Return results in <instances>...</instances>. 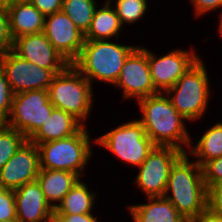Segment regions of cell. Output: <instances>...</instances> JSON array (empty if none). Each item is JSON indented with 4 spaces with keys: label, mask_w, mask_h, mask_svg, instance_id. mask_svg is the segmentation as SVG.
<instances>
[{
    "label": "cell",
    "mask_w": 222,
    "mask_h": 222,
    "mask_svg": "<svg viewBox=\"0 0 222 222\" xmlns=\"http://www.w3.org/2000/svg\"><path fill=\"white\" fill-rule=\"evenodd\" d=\"M137 102L142 113L138 120L152 142L156 146H171L187 153L193 138L186 128L187 120L173 107L170 98L159 92Z\"/></svg>",
    "instance_id": "1"
},
{
    "label": "cell",
    "mask_w": 222,
    "mask_h": 222,
    "mask_svg": "<svg viewBox=\"0 0 222 222\" xmlns=\"http://www.w3.org/2000/svg\"><path fill=\"white\" fill-rule=\"evenodd\" d=\"M189 159L183 153L172 165L164 197L183 218L194 221L207 211V188L202 167Z\"/></svg>",
    "instance_id": "2"
},
{
    "label": "cell",
    "mask_w": 222,
    "mask_h": 222,
    "mask_svg": "<svg viewBox=\"0 0 222 222\" xmlns=\"http://www.w3.org/2000/svg\"><path fill=\"white\" fill-rule=\"evenodd\" d=\"M135 46L110 40H85L78 58L72 63L91 83L115 84L120 71Z\"/></svg>",
    "instance_id": "3"
},
{
    "label": "cell",
    "mask_w": 222,
    "mask_h": 222,
    "mask_svg": "<svg viewBox=\"0 0 222 222\" xmlns=\"http://www.w3.org/2000/svg\"><path fill=\"white\" fill-rule=\"evenodd\" d=\"M93 85L73 65L55 74L48 87L49 100L55 108L66 111L84 126L93 106Z\"/></svg>",
    "instance_id": "4"
},
{
    "label": "cell",
    "mask_w": 222,
    "mask_h": 222,
    "mask_svg": "<svg viewBox=\"0 0 222 222\" xmlns=\"http://www.w3.org/2000/svg\"><path fill=\"white\" fill-rule=\"evenodd\" d=\"M202 59H199L169 88L165 94L173 107L187 120L196 121L208 110L210 79Z\"/></svg>",
    "instance_id": "5"
},
{
    "label": "cell",
    "mask_w": 222,
    "mask_h": 222,
    "mask_svg": "<svg viewBox=\"0 0 222 222\" xmlns=\"http://www.w3.org/2000/svg\"><path fill=\"white\" fill-rule=\"evenodd\" d=\"M86 127L70 137L39 144L40 169L66 170L81 178L93 154L92 139Z\"/></svg>",
    "instance_id": "6"
},
{
    "label": "cell",
    "mask_w": 222,
    "mask_h": 222,
    "mask_svg": "<svg viewBox=\"0 0 222 222\" xmlns=\"http://www.w3.org/2000/svg\"><path fill=\"white\" fill-rule=\"evenodd\" d=\"M96 145L108 149L123 163L139 167L156 146L145 133L141 122L128 121L95 138Z\"/></svg>",
    "instance_id": "7"
},
{
    "label": "cell",
    "mask_w": 222,
    "mask_h": 222,
    "mask_svg": "<svg viewBox=\"0 0 222 222\" xmlns=\"http://www.w3.org/2000/svg\"><path fill=\"white\" fill-rule=\"evenodd\" d=\"M54 105L48 90H31L13 94L12 108L5 124L30 139L51 115Z\"/></svg>",
    "instance_id": "8"
},
{
    "label": "cell",
    "mask_w": 222,
    "mask_h": 222,
    "mask_svg": "<svg viewBox=\"0 0 222 222\" xmlns=\"http://www.w3.org/2000/svg\"><path fill=\"white\" fill-rule=\"evenodd\" d=\"M171 146H155L138 167L135 184L147 197L164 196L169 172L175 161L183 154Z\"/></svg>",
    "instance_id": "9"
},
{
    "label": "cell",
    "mask_w": 222,
    "mask_h": 222,
    "mask_svg": "<svg viewBox=\"0 0 222 222\" xmlns=\"http://www.w3.org/2000/svg\"><path fill=\"white\" fill-rule=\"evenodd\" d=\"M0 64L13 94L48 90L55 74L18 56L13 50L0 54Z\"/></svg>",
    "instance_id": "10"
},
{
    "label": "cell",
    "mask_w": 222,
    "mask_h": 222,
    "mask_svg": "<svg viewBox=\"0 0 222 222\" xmlns=\"http://www.w3.org/2000/svg\"><path fill=\"white\" fill-rule=\"evenodd\" d=\"M114 86L123 90V99L142 98L158 94L149 68L148 49L140 45L129 54Z\"/></svg>",
    "instance_id": "11"
},
{
    "label": "cell",
    "mask_w": 222,
    "mask_h": 222,
    "mask_svg": "<svg viewBox=\"0 0 222 222\" xmlns=\"http://www.w3.org/2000/svg\"><path fill=\"white\" fill-rule=\"evenodd\" d=\"M193 50L176 49L160 57L148 50L150 74L158 92L165 93L173 87L178 79L200 59Z\"/></svg>",
    "instance_id": "12"
},
{
    "label": "cell",
    "mask_w": 222,
    "mask_h": 222,
    "mask_svg": "<svg viewBox=\"0 0 222 222\" xmlns=\"http://www.w3.org/2000/svg\"><path fill=\"white\" fill-rule=\"evenodd\" d=\"M40 171L38 146L27 139L0 170V187L15 190L37 180Z\"/></svg>",
    "instance_id": "13"
},
{
    "label": "cell",
    "mask_w": 222,
    "mask_h": 222,
    "mask_svg": "<svg viewBox=\"0 0 222 222\" xmlns=\"http://www.w3.org/2000/svg\"><path fill=\"white\" fill-rule=\"evenodd\" d=\"M43 33L70 64L78 58L84 34L62 10L45 16Z\"/></svg>",
    "instance_id": "14"
},
{
    "label": "cell",
    "mask_w": 222,
    "mask_h": 222,
    "mask_svg": "<svg viewBox=\"0 0 222 222\" xmlns=\"http://www.w3.org/2000/svg\"><path fill=\"white\" fill-rule=\"evenodd\" d=\"M21 58L54 74L63 71L70 63L52 46L43 32L17 37L12 49Z\"/></svg>",
    "instance_id": "15"
},
{
    "label": "cell",
    "mask_w": 222,
    "mask_h": 222,
    "mask_svg": "<svg viewBox=\"0 0 222 222\" xmlns=\"http://www.w3.org/2000/svg\"><path fill=\"white\" fill-rule=\"evenodd\" d=\"M17 222H45L54 212L36 181L14 190Z\"/></svg>",
    "instance_id": "16"
},
{
    "label": "cell",
    "mask_w": 222,
    "mask_h": 222,
    "mask_svg": "<svg viewBox=\"0 0 222 222\" xmlns=\"http://www.w3.org/2000/svg\"><path fill=\"white\" fill-rule=\"evenodd\" d=\"M83 126L72 114L54 108L51 115L29 140L38 146L44 142L70 137Z\"/></svg>",
    "instance_id": "17"
},
{
    "label": "cell",
    "mask_w": 222,
    "mask_h": 222,
    "mask_svg": "<svg viewBox=\"0 0 222 222\" xmlns=\"http://www.w3.org/2000/svg\"><path fill=\"white\" fill-rule=\"evenodd\" d=\"M149 203L130 205L133 222H187L164 196L148 197Z\"/></svg>",
    "instance_id": "18"
},
{
    "label": "cell",
    "mask_w": 222,
    "mask_h": 222,
    "mask_svg": "<svg viewBox=\"0 0 222 222\" xmlns=\"http://www.w3.org/2000/svg\"><path fill=\"white\" fill-rule=\"evenodd\" d=\"M79 179L81 178L77 174L66 170L40 169L37 176V182L41 186L45 199L53 209Z\"/></svg>",
    "instance_id": "19"
},
{
    "label": "cell",
    "mask_w": 222,
    "mask_h": 222,
    "mask_svg": "<svg viewBox=\"0 0 222 222\" xmlns=\"http://www.w3.org/2000/svg\"><path fill=\"white\" fill-rule=\"evenodd\" d=\"M7 12L13 39L43 32L45 16L32 3H14Z\"/></svg>",
    "instance_id": "20"
},
{
    "label": "cell",
    "mask_w": 222,
    "mask_h": 222,
    "mask_svg": "<svg viewBox=\"0 0 222 222\" xmlns=\"http://www.w3.org/2000/svg\"><path fill=\"white\" fill-rule=\"evenodd\" d=\"M96 8L94 17L87 33L84 35L85 40H110L115 37L119 39L122 24L111 4H103L101 8Z\"/></svg>",
    "instance_id": "21"
},
{
    "label": "cell",
    "mask_w": 222,
    "mask_h": 222,
    "mask_svg": "<svg viewBox=\"0 0 222 222\" xmlns=\"http://www.w3.org/2000/svg\"><path fill=\"white\" fill-rule=\"evenodd\" d=\"M88 185L82 180L71 188V190L63 197L62 201L56 206L54 212L58 215H73L93 213L96 193L87 187Z\"/></svg>",
    "instance_id": "22"
},
{
    "label": "cell",
    "mask_w": 222,
    "mask_h": 222,
    "mask_svg": "<svg viewBox=\"0 0 222 222\" xmlns=\"http://www.w3.org/2000/svg\"><path fill=\"white\" fill-rule=\"evenodd\" d=\"M189 156H194L199 166L207 161L222 156V122L209 127L195 145L189 146Z\"/></svg>",
    "instance_id": "23"
},
{
    "label": "cell",
    "mask_w": 222,
    "mask_h": 222,
    "mask_svg": "<svg viewBox=\"0 0 222 222\" xmlns=\"http://www.w3.org/2000/svg\"><path fill=\"white\" fill-rule=\"evenodd\" d=\"M98 4L96 0H63L62 11L85 35L90 28Z\"/></svg>",
    "instance_id": "24"
},
{
    "label": "cell",
    "mask_w": 222,
    "mask_h": 222,
    "mask_svg": "<svg viewBox=\"0 0 222 222\" xmlns=\"http://www.w3.org/2000/svg\"><path fill=\"white\" fill-rule=\"evenodd\" d=\"M104 4L114 7L122 25L136 23L146 15L148 8L147 0H106Z\"/></svg>",
    "instance_id": "25"
},
{
    "label": "cell",
    "mask_w": 222,
    "mask_h": 222,
    "mask_svg": "<svg viewBox=\"0 0 222 222\" xmlns=\"http://www.w3.org/2000/svg\"><path fill=\"white\" fill-rule=\"evenodd\" d=\"M26 140L16 129L0 123V170Z\"/></svg>",
    "instance_id": "26"
},
{
    "label": "cell",
    "mask_w": 222,
    "mask_h": 222,
    "mask_svg": "<svg viewBox=\"0 0 222 222\" xmlns=\"http://www.w3.org/2000/svg\"><path fill=\"white\" fill-rule=\"evenodd\" d=\"M0 222H17L14 190L0 187Z\"/></svg>",
    "instance_id": "27"
},
{
    "label": "cell",
    "mask_w": 222,
    "mask_h": 222,
    "mask_svg": "<svg viewBox=\"0 0 222 222\" xmlns=\"http://www.w3.org/2000/svg\"><path fill=\"white\" fill-rule=\"evenodd\" d=\"M13 93L5 77V72L0 64V123H5L9 118L12 108Z\"/></svg>",
    "instance_id": "28"
},
{
    "label": "cell",
    "mask_w": 222,
    "mask_h": 222,
    "mask_svg": "<svg viewBox=\"0 0 222 222\" xmlns=\"http://www.w3.org/2000/svg\"><path fill=\"white\" fill-rule=\"evenodd\" d=\"M202 171L206 188L222 183V156L207 161L202 166Z\"/></svg>",
    "instance_id": "29"
},
{
    "label": "cell",
    "mask_w": 222,
    "mask_h": 222,
    "mask_svg": "<svg viewBox=\"0 0 222 222\" xmlns=\"http://www.w3.org/2000/svg\"><path fill=\"white\" fill-rule=\"evenodd\" d=\"M13 42L7 9L0 8V54L12 50Z\"/></svg>",
    "instance_id": "30"
},
{
    "label": "cell",
    "mask_w": 222,
    "mask_h": 222,
    "mask_svg": "<svg viewBox=\"0 0 222 222\" xmlns=\"http://www.w3.org/2000/svg\"><path fill=\"white\" fill-rule=\"evenodd\" d=\"M207 211L222 218V183L207 188Z\"/></svg>",
    "instance_id": "31"
},
{
    "label": "cell",
    "mask_w": 222,
    "mask_h": 222,
    "mask_svg": "<svg viewBox=\"0 0 222 222\" xmlns=\"http://www.w3.org/2000/svg\"><path fill=\"white\" fill-rule=\"evenodd\" d=\"M190 2L193 5L196 18L222 7V0H190Z\"/></svg>",
    "instance_id": "32"
},
{
    "label": "cell",
    "mask_w": 222,
    "mask_h": 222,
    "mask_svg": "<svg viewBox=\"0 0 222 222\" xmlns=\"http://www.w3.org/2000/svg\"><path fill=\"white\" fill-rule=\"evenodd\" d=\"M31 3L44 15L62 10L63 0H32Z\"/></svg>",
    "instance_id": "33"
},
{
    "label": "cell",
    "mask_w": 222,
    "mask_h": 222,
    "mask_svg": "<svg viewBox=\"0 0 222 222\" xmlns=\"http://www.w3.org/2000/svg\"><path fill=\"white\" fill-rule=\"evenodd\" d=\"M64 218L65 222H99L93 213L87 214H73V215H60Z\"/></svg>",
    "instance_id": "34"
},
{
    "label": "cell",
    "mask_w": 222,
    "mask_h": 222,
    "mask_svg": "<svg viewBox=\"0 0 222 222\" xmlns=\"http://www.w3.org/2000/svg\"><path fill=\"white\" fill-rule=\"evenodd\" d=\"M194 222H222L221 217L214 216L210 214L208 211L201 214Z\"/></svg>",
    "instance_id": "35"
},
{
    "label": "cell",
    "mask_w": 222,
    "mask_h": 222,
    "mask_svg": "<svg viewBox=\"0 0 222 222\" xmlns=\"http://www.w3.org/2000/svg\"><path fill=\"white\" fill-rule=\"evenodd\" d=\"M45 222H65L64 218L58 215L56 212H53Z\"/></svg>",
    "instance_id": "36"
},
{
    "label": "cell",
    "mask_w": 222,
    "mask_h": 222,
    "mask_svg": "<svg viewBox=\"0 0 222 222\" xmlns=\"http://www.w3.org/2000/svg\"><path fill=\"white\" fill-rule=\"evenodd\" d=\"M14 3H16V0H0V8L8 9Z\"/></svg>",
    "instance_id": "37"
},
{
    "label": "cell",
    "mask_w": 222,
    "mask_h": 222,
    "mask_svg": "<svg viewBox=\"0 0 222 222\" xmlns=\"http://www.w3.org/2000/svg\"><path fill=\"white\" fill-rule=\"evenodd\" d=\"M220 20H219V27H218V32H220V35L222 37V10L221 13L219 14Z\"/></svg>",
    "instance_id": "38"
},
{
    "label": "cell",
    "mask_w": 222,
    "mask_h": 222,
    "mask_svg": "<svg viewBox=\"0 0 222 222\" xmlns=\"http://www.w3.org/2000/svg\"><path fill=\"white\" fill-rule=\"evenodd\" d=\"M32 0H16V3H31Z\"/></svg>",
    "instance_id": "39"
}]
</instances>
